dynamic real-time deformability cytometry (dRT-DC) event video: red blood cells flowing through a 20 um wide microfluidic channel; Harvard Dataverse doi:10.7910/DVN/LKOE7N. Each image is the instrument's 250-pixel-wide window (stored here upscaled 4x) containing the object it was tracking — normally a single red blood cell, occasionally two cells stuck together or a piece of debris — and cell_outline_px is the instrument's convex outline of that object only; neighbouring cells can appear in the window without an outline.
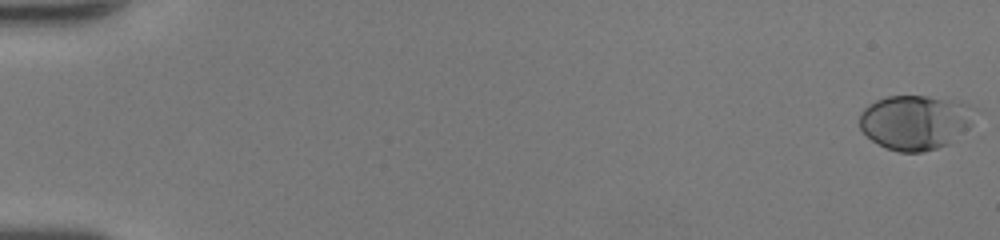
{"species": "human", "species_latin": "Homo sapiens", "temperature_condition": "room temperature", "stored_images_in_passage": 50, "camera_frame_rate_fps": 3000, "um_per_image_px": 0.085, "donor": {"sex": "female"}, "frame": {"image": 1, "passage_image": 1, "time_ms": 0.0, "image_size_px": [1000, 240], "cell_outline_px": [[976, 108], [972, 124], [968, 128], [948, 144], [936, 148], [920, 152], [900, 152], [888, 148], [872, 140], [860, 128], [860, 112], [868, 104], [876, 100], [888, 96], [928, 96], [960, 100]], "centroid_in_image_um": [77.83, 10.36], "position_along_channel_um": 7.2, "area_um2": 36.82}}
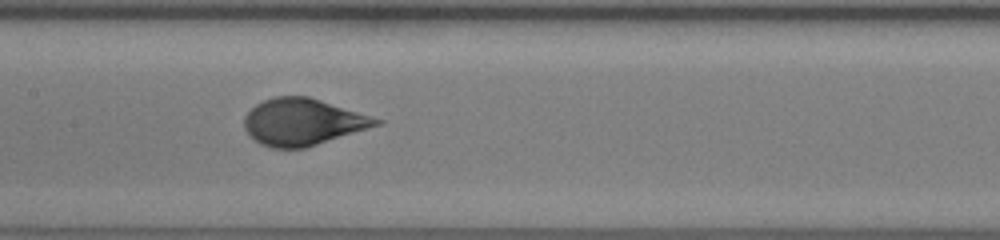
{"frame": {"image": 2, "passage_image": 27, "time_ms": 8.667, "image_size_px": [1000, 240], "cell_outline_px": [[384, 124], [304, 148], [272, 148], [260, 144], [244, 128], [244, 116], [256, 104], [264, 100], [276, 96], [308, 96], [384, 120]], "centroid_in_image_um": [25.76, 10.36], "position_along_channel_um": 181.6, "area_um2": 35.78}}
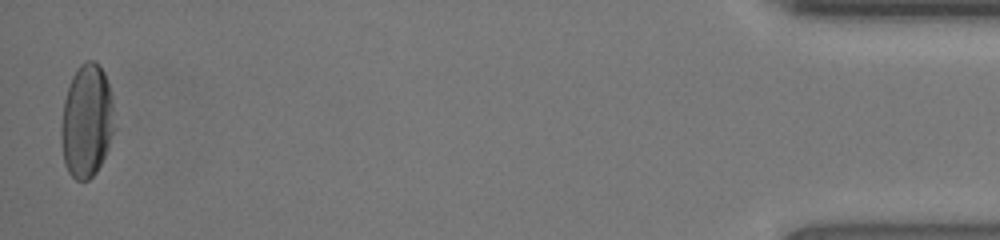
{"frame": {"image": 3, "passage_image": 50, "time_ms": 16.333, "image_size_px": [1000, 240], "cell_outline_px": [[116, 128], [108, 148], [96, 172], [88, 180], [76, 180], [68, 172], [64, 164], [60, 136], [60, 128], [64, 100], [68, 84], [76, 68], [84, 60], [96, 60], [104, 72], [108, 84], [112, 100]], "centroid_in_image_um": [7.36, 10.26], "position_along_channel_um": 427.8, "area_um2": 35.72}, "authors_computed_cell_mechanics": {"area_um2": 35.258, "velocity_mm_per_s": 4.3207, "shape_relaxation_time_tau1_ms": 4.1378, "shape_relaxation_time_tau2_ms": null, "deformation_change_tau1": 0.1971, "deformation_change_tau2": null}}